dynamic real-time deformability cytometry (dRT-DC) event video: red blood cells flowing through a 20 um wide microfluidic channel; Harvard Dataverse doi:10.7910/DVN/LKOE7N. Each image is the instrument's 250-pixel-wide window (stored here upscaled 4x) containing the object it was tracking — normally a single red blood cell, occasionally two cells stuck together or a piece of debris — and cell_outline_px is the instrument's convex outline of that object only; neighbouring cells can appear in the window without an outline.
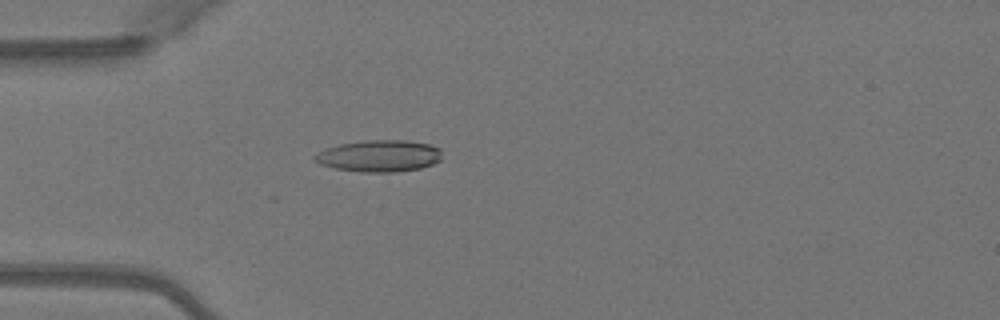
{"species": "Egyptian fruit bat (a non-hibernating species)", "species_latin": "Rousettus aegyptiacus", "temperature_condition": "warm", "stored_images_in_passage": 5, "camera_frame_rate_fps": 3000, "um_per_image_px": 0.085, "animal": {"sex": "female"}, "frame": {"image": 1, "passage_image": 5, "time_ms": 1.333, "image_size_px": [1000, 320], "cell_outline_px": [[440, 160], [432, 164], [420, 168], [396, 172], [364, 172], [336, 168], [320, 164], [312, 160], [312, 156], [316, 152], [324, 148], [340, 144], [364, 140], [404, 140], [432, 144], [440, 148]], "centroid_in_image_um": [32.2, 13.24], "position_along_channel_um": 52.8, "area_um2": 23.7}}